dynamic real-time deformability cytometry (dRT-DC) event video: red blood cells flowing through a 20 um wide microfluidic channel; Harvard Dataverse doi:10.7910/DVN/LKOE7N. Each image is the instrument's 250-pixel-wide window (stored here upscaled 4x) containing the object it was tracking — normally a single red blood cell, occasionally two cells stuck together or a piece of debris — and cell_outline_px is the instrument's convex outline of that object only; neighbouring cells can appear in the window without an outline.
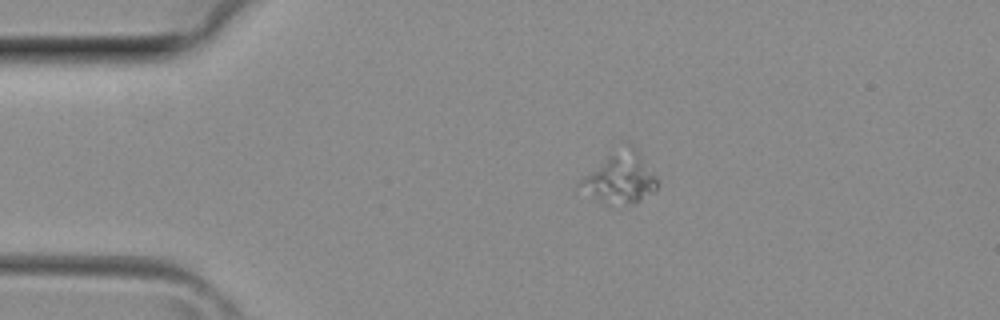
{"species": "common noctule bat (a hibernating species)", "species_latin": "Nyctalus noctula", "temperature_condition": "room temperature", "stored_images_in_passage": 39, "camera_frame_rate_fps": 3000, "um_per_image_px": 0.085, "animal": {"sex": "female", "body_mass_g": 29.2, "forearm_length_mm": 56.3}, "frame": {"image": 1, "passage_image": 8, "time_ms": 2.333, "image_size_px": [1000, 320], "cell_outline_px": [[660, 184], [652, 192], [640, 200], [608, 204], [604, 204], [576, 184], [584, 176], [608, 156], [628, 144], [632, 144], [640, 152], [656, 176]], "centroid_in_image_um": [52.76, 15.1], "position_along_channel_um": 32.2, "area_um2": 21.96}}
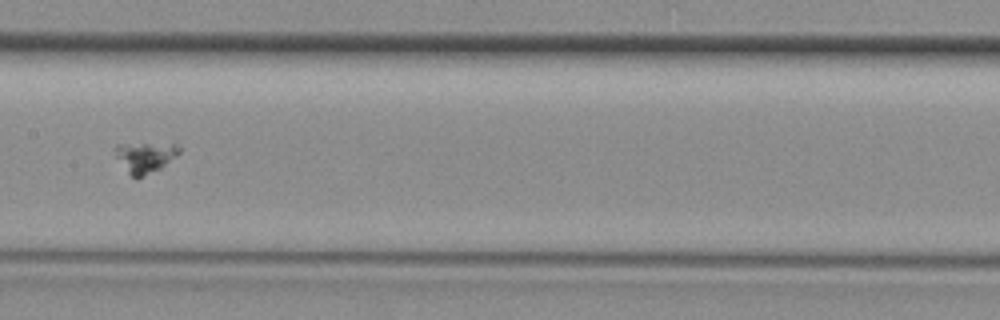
{"frame": {"image": 2, "passage_image": 20, "time_ms": 6.333, "image_size_px": [1000, 320], "cell_outline_px": [[180, 152], [176, 156], [160, 168], [136, 180], [128, 172], [116, 156], [116, 144], [172, 140], [180, 148]], "centroid_in_image_um": [12.4, 13.28], "position_along_channel_um": 195.0, "area_um2": 11.96}}
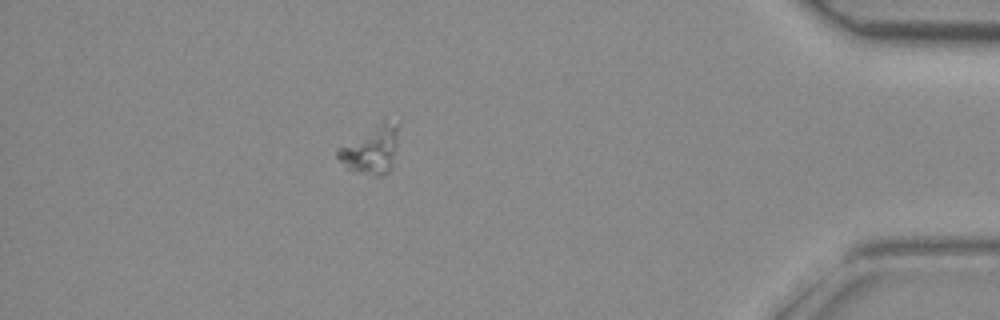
{"frame": {"image": 3, "passage_image": 35, "time_ms": 11.333, "image_size_px": [1000, 320], "cell_outline_px": [[400, 124], [392, 168], [388, 172], [380, 176], [376, 176], [356, 172], [348, 168], [336, 156], [336, 152], [340, 148], [384, 120], [400, 120]], "centroid_in_image_um": [31.63, 12.72], "position_along_channel_um": 403.6, "area_um2": 16.7}}